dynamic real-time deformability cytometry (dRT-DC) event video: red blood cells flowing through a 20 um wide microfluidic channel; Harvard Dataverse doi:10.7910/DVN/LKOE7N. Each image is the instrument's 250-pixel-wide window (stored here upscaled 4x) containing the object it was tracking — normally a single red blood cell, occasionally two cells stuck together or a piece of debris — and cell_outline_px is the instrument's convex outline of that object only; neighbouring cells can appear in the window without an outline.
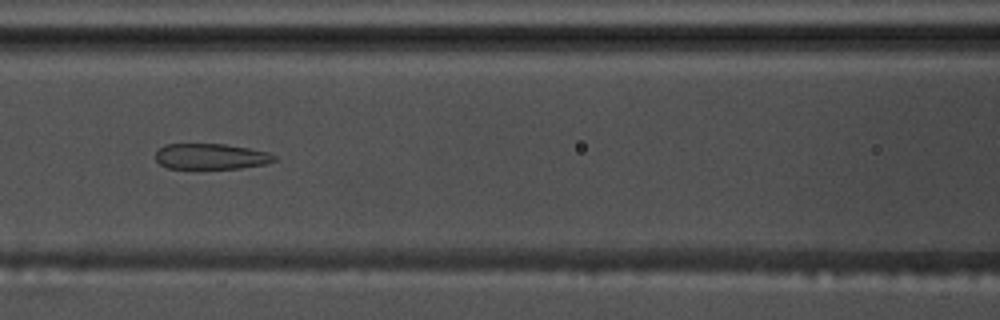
{"species": "common noctule bat (a hibernating species)", "species_latin": "Nyctalus noctula", "temperature_condition": "warm", "stored_images_in_passage": 55, "camera_frame_rate_fps": 3000, "um_per_image_px": 0.085, "animal": {"sex": "male", "body_mass_g": 17.5, "forearm_length_mm": 52.3}, "frame": {"image": 1, "passage_image": 24, "time_ms": 7.667, "image_size_px": [1000, 320], "cell_outline_px": [[276, 160], [264, 164], [240, 168], [168, 168], [160, 164], [156, 160], [156, 152], [164, 144], [224, 144], [248, 148], [268, 152], [276, 156]], "centroid_in_image_um": [17.92, 13.29], "position_along_channel_um": 148.7, "area_um2": 17.63}}
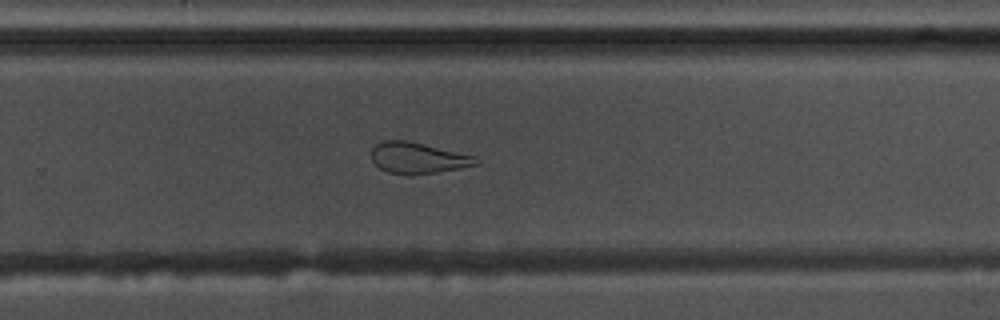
{"frame": {"image": 2, "passage_image": 36, "time_ms": 11.667, "image_size_px": [1000, 320], "cell_outline_px": [[480, 164], [460, 168], [436, 172], [388, 172], [380, 168], [372, 160], [372, 148], [376, 144], [384, 140], [404, 140], [476, 156], [480, 160]], "centroid_in_image_um": [35.55, 13.39], "position_along_channel_um": 294.2, "area_um2": 18.21}}
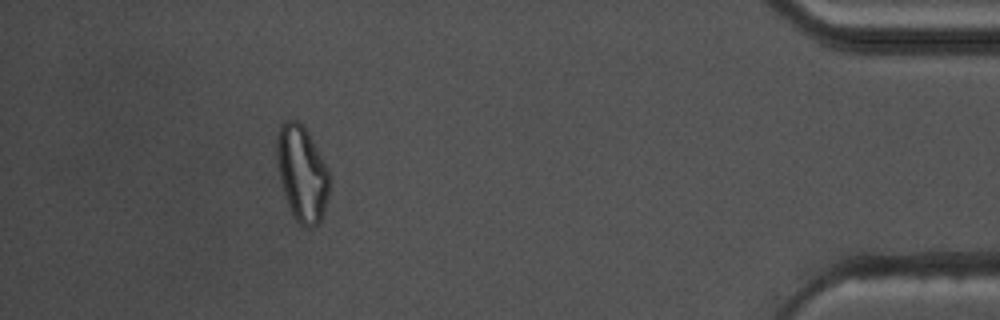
{"frame": {"image": 3, "passage_image": 50, "time_ms": 16.333, "image_size_px": [1000, 320], "cell_outline_px": [[328, 196], [324, 212], [316, 228], [304, 228], [292, 216], [280, 180], [276, 156], [276, 136], [280, 124], [284, 120], [296, 120], [308, 132], [328, 168]], "centroid_in_image_um": [25.65, 14.76], "position_along_channel_um": 409.5, "area_um2": 29.36}, "authors_computed_cell_mechanics": {"area_um2": 24.276, "velocity_mm_per_s": 3.6468, "shape_relaxation_time_tau1_ms": null, "shape_relaxation_time_tau2_ms": 1.9932, "deformation_change_tau1": null, "deformation_change_tau2": 0.1186}}